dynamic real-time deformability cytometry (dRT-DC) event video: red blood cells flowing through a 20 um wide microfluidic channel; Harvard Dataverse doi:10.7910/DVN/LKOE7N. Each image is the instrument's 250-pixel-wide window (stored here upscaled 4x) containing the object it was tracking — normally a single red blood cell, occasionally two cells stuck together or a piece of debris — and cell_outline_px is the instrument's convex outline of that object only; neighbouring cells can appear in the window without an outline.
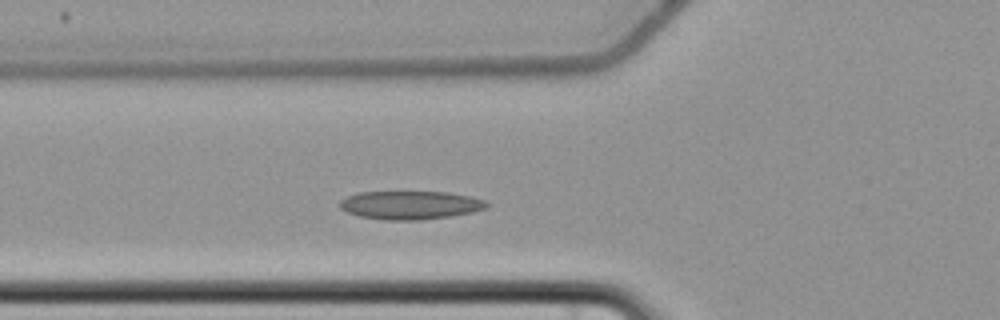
{"species": "common noctule bat (a hibernating species)", "species_latin": "Nyctalus noctula", "temperature_condition": "cold", "stored_images_in_passage": 4, "camera_frame_rate_fps": 3000, "um_per_image_px": 0.085, "animal": {"sex": "female", "body_mass_g": 22.7, "forearm_length_mm": 54.2}, "frame": {"image": 1, "passage_image": 4, "time_ms": 3.667, "image_size_px": [1000, 320], "cell_outline_px": [[488, 204], [484, 208], [472, 212], [448, 216], [420, 220], [384, 220], [360, 216], [348, 212], [340, 208], [340, 200], [348, 196], [360, 192], [448, 192], [472, 196], [484, 200]], "centroid_in_image_um": [34.86, 17.43], "position_along_channel_um": 90.9, "area_um2": 24.1}}